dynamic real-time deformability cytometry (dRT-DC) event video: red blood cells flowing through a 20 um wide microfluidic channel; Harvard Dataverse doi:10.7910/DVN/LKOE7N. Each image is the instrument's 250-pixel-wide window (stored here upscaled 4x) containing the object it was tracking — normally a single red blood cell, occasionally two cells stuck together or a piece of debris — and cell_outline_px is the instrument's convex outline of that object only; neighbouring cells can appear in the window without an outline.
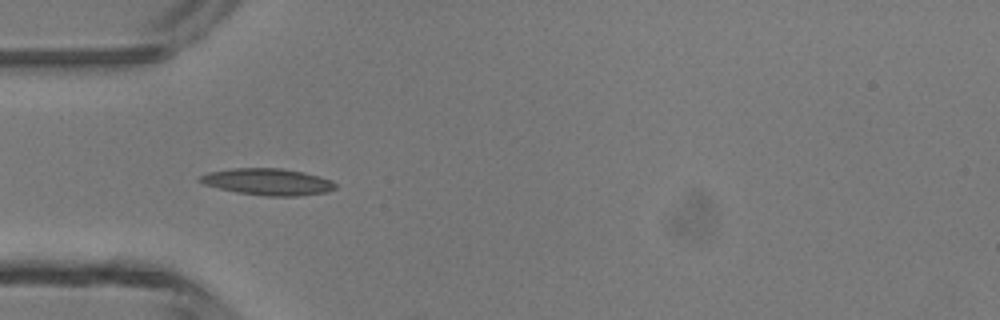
{"species": "common noctule bat (a hibernating species)", "species_latin": "Nyctalus noctula", "temperature_condition": "room temperature", "stored_images_in_passage": 4, "camera_frame_rate_fps": 3000, "um_per_image_px": 0.085, "animal": {"sex": "male", "body_mass_g": 13.3}, "frame": {"image": 1, "passage_image": 4, "time_ms": 3.333, "image_size_px": [1000, 320], "cell_outline_px": [[336, 188], [328, 192], [296, 196], [264, 196], [236, 192], [204, 184], [196, 180], [200, 176], [208, 172], [232, 168], [280, 168], [304, 172], [332, 180], [336, 184]], "centroid_in_image_um": [22.76, 15.45], "position_along_channel_um": 62.2, "area_um2": 21.1}}